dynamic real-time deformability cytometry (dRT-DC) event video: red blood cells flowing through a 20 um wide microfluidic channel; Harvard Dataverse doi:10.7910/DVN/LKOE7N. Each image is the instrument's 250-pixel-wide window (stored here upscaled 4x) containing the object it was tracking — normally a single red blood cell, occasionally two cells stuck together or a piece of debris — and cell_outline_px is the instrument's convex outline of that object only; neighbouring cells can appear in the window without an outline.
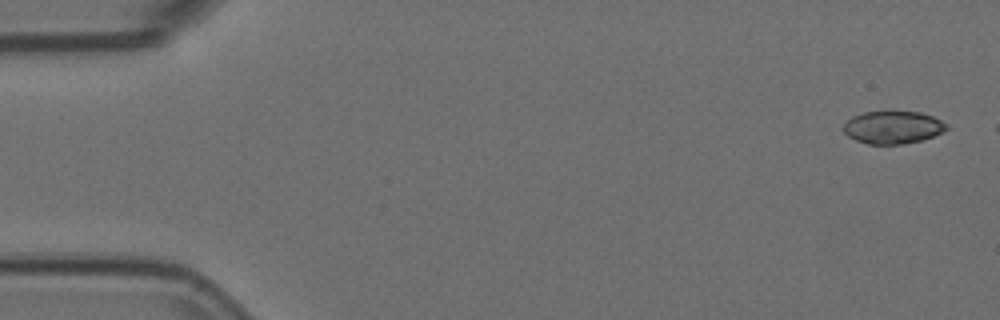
{"species": "Egyptian fruit bat (a non-hibernating species)", "species_latin": "Rousettus aegyptiacus", "temperature_condition": "room temperature", "stored_images_in_passage": 2, "camera_frame_rate_fps": 3000, "um_per_image_px": 0.085, "animal": {"sex": "female"}, "frame": {"image": 1, "passage_image": 1, "time_ms": 0.0, "image_size_px": [1000, 320], "cell_outline_px": [[948, 128], [944, 132], [920, 140], [904, 144], [868, 144], [856, 140], [848, 136], [844, 132], [844, 124], [852, 116], [864, 112], [920, 112], [932, 116], [948, 124]], "centroid_in_image_um": [75.9, 10.83], "position_along_channel_um": 9.1, "area_um2": 19.48}}